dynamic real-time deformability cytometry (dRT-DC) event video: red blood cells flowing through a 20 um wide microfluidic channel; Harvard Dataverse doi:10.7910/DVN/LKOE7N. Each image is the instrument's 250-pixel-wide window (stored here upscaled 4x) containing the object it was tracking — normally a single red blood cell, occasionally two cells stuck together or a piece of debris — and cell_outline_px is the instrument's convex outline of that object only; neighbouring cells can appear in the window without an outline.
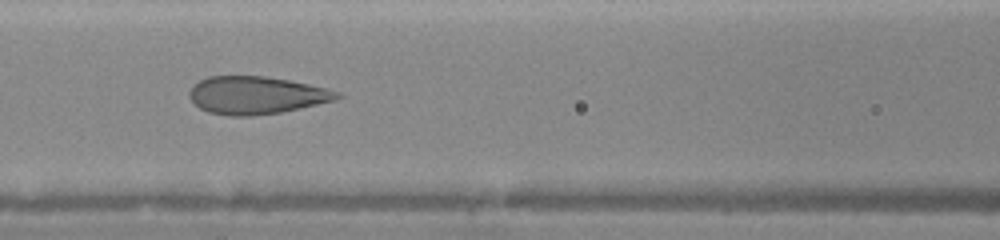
{"species": "human", "species_latin": "Homo sapiens", "temperature_condition": "warm", "stored_images_in_passage": 40, "camera_frame_rate_fps": 3000, "um_per_image_px": 0.085, "donor": {"sex": "female"}, "frame": {"image": 1, "passage_image": 10, "time_ms": 6.0, "image_size_px": [1000, 240], "cell_outline_px": [[344, 96], [336, 100], [300, 108], [280, 112], [252, 116], [232, 116], [208, 112], [200, 108], [192, 100], [188, 92], [192, 84], [208, 76], [264, 76], [288, 80], [308, 84], [340, 92]], "centroid_in_image_um": [21.77, 8.09], "position_along_channel_um": 144.8, "area_um2": 32.37}}
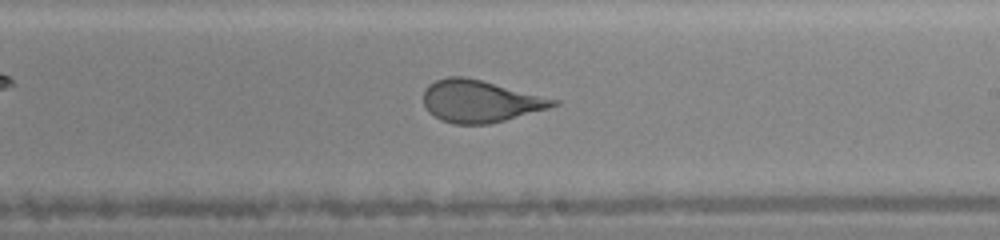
{"frame": {"image": 2, "passage_image": 17, "time_ms": 8.333, "image_size_px": [1000, 240], "cell_outline_px": [[560, 104], [548, 108], [492, 124], [452, 124], [440, 120], [428, 112], [424, 104], [424, 88], [428, 84], [436, 80], [448, 76], [464, 76], [560, 100]], "centroid_in_image_um": [40.78, 8.61], "position_along_channel_um": 248.2, "area_um2": 31.91}}
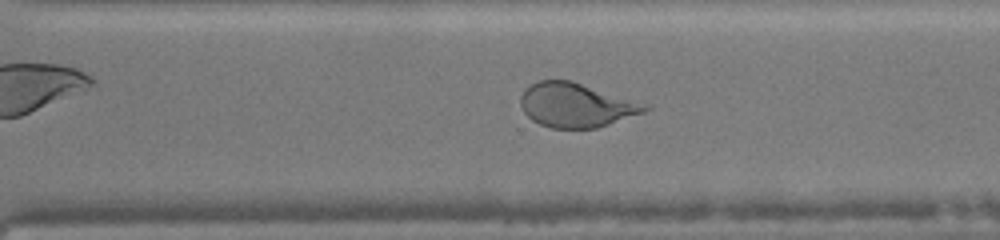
{"frame": {"image": 3, "passage_image": 23, "time_ms": 10.0, "image_size_px": [1000, 240], "cell_outline_px": [[652, 108], [644, 112], [596, 128], [552, 128], [540, 124], [532, 120], [524, 112], [520, 104], [520, 96], [532, 84], [540, 80], [572, 80]], "centroid_in_image_um": [48.89, 8.94], "position_along_channel_um": 321.7, "area_um2": 31.1}}